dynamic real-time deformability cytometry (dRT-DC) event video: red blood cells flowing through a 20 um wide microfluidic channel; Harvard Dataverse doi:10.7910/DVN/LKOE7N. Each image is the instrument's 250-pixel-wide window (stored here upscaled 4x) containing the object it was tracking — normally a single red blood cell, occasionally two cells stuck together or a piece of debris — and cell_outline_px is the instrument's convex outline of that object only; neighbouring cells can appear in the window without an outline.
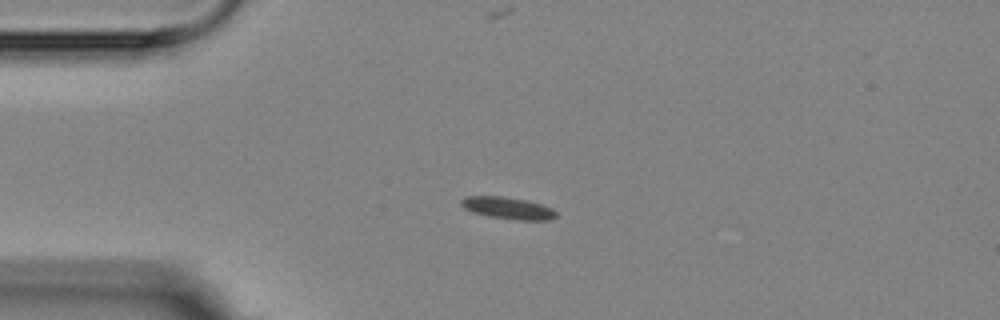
{"species": "Egyptian fruit bat (a non-hibernating species)", "species_latin": "Rousettus aegyptiacus", "temperature_condition": "room temperature", "stored_images_in_passage": 7, "camera_frame_rate_fps": 3000, "um_per_image_px": 0.085, "animal": {"sex": "female"}, "frame": {"image": 1, "passage_image": 4, "time_ms": 3.333, "image_size_px": [1000, 320], "cell_outline_px": [[556, 216], [548, 220], [516, 220], [488, 216], [472, 212], [464, 208], [460, 204], [460, 200], [468, 196], [504, 196], [528, 200], [552, 208], [556, 212]], "centroid_in_image_um": [43.15, 17.68], "position_along_channel_um": 41.8, "area_um2": 12.2}}
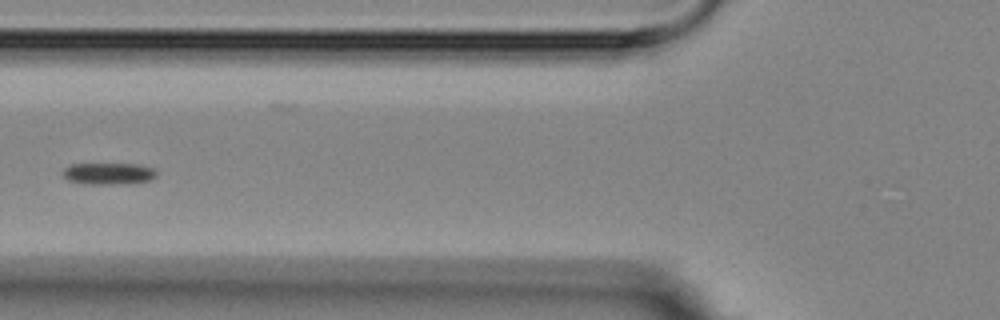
{"frame": {"image": 2, "passage_image": 6, "time_ms": 6.0, "image_size_px": [1000, 320], "cell_outline_px": [[156, 176], [148, 180], [112, 184], [84, 184], [68, 180], [60, 172], [64, 168], [72, 164], [140, 164], [156, 168]], "centroid_in_image_um": [9.19, 14.74], "position_along_channel_um": 116.6, "area_um2": 11.79}}